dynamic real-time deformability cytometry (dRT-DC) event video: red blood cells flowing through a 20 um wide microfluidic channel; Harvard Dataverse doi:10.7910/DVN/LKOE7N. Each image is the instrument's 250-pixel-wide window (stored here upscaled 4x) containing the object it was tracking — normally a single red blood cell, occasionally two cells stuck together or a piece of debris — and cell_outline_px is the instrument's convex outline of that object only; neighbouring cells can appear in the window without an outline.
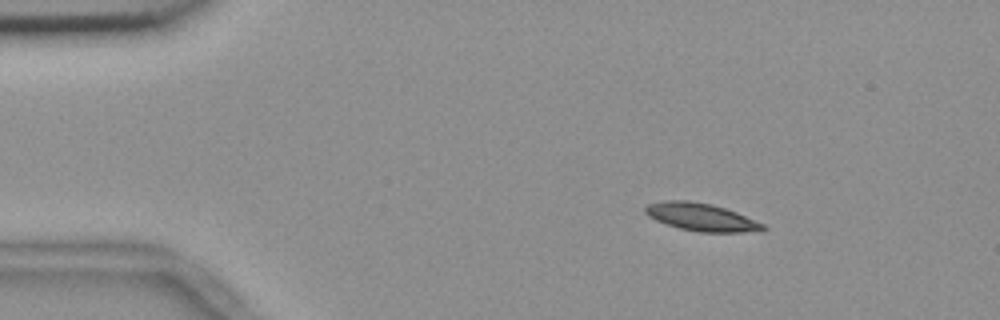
{"species": "common noctule bat (a hibernating species)", "species_latin": "Nyctalus noctula", "temperature_condition": "room temperature", "stored_images_in_passage": 5, "camera_frame_rate_fps": 3000, "um_per_image_px": 0.085, "animal": {"sex": "female", "body_mass_g": 18.4}, "frame": {"image": 1, "passage_image": 1, "time_ms": 0.0, "image_size_px": [1000, 320], "cell_outline_px": [[768, 228], [764, 232], [700, 232], [680, 228], [656, 220], [648, 216], [644, 212], [644, 208], [648, 204], [664, 200], [688, 200], [712, 204], [736, 212], [764, 224]], "centroid_in_image_um": [59.64, 18.45], "position_along_channel_um": 25.4, "area_um2": 19.07}}
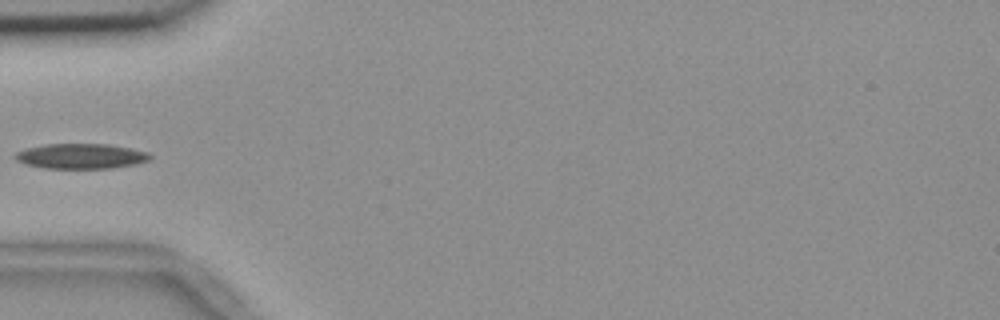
{"frame": {"image": 2, "passage_image": 4, "time_ms": 1.0, "image_size_px": [1000, 320], "cell_outline_px": [[152, 156], [148, 160], [136, 164], [112, 168], [44, 168], [24, 164], [16, 160], [12, 156], [16, 152], [24, 148], [44, 144], [108, 144], [132, 148], [148, 152]], "centroid_in_image_um": [6.84, 13.27], "position_along_channel_um": 78.2, "area_um2": 19.94}}